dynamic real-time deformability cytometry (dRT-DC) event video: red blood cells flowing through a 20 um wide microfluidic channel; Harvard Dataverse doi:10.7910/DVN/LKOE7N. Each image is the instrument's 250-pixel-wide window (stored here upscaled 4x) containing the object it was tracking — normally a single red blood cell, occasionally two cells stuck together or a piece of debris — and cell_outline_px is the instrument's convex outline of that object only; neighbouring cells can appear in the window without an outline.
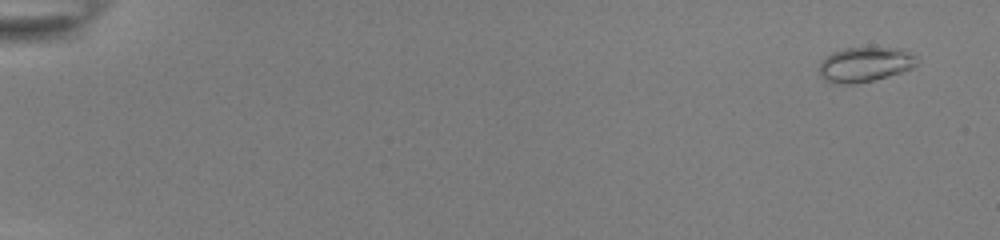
{"species": "common noctule bat (a hibernating species)", "species_latin": "Nyctalus noctula", "temperature_condition": "room temperature", "stored_images_in_passage": 55, "camera_frame_rate_fps": 3000, "um_per_image_px": 0.085, "animal": {"sex": "female", "body_mass_g": 22.0, "forearm_length_mm": 56.7}, "frame": {"image": 1, "passage_image": 4, "time_ms": 1.0, "image_size_px": [1000, 240], "cell_outline_px": [[916, 64], [912, 68], [888, 76], [856, 84], [836, 84], [824, 80], [820, 76], [820, 60], [832, 52], [844, 48], [904, 48], [916, 56]], "centroid_in_image_um": [73.49, 5.48], "position_along_channel_um": 11.5, "area_um2": 19.88}}
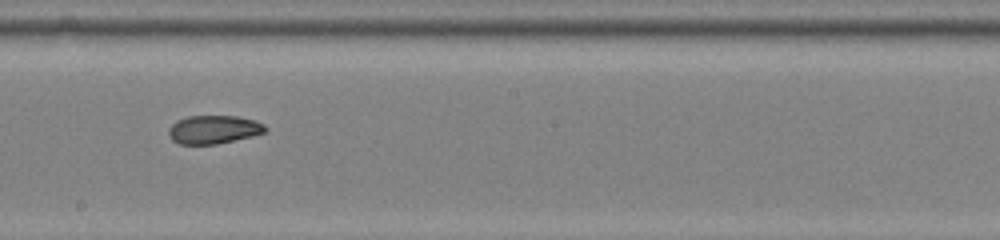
{"frame": {"image": 2, "passage_image": 34, "time_ms": 11.0, "image_size_px": [1000, 240], "cell_outline_px": [[268, 128], [264, 132], [252, 136], [216, 144], [180, 144], [172, 140], [168, 136], [168, 128], [176, 120], [188, 116], [236, 116], [256, 120], [264, 124]], "centroid_in_image_um": [18.14, 11.0], "position_along_channel_um": 230.1, "area_um2": 16.07}}
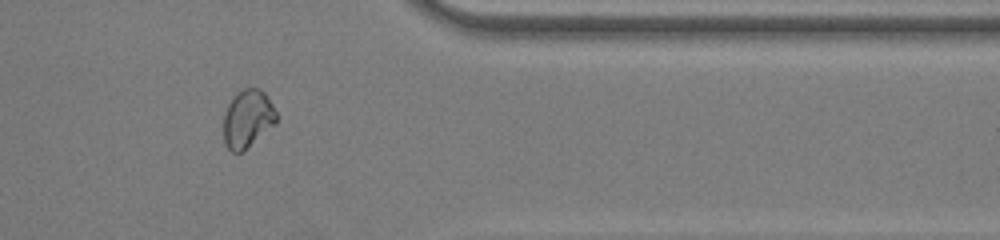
{"frame": {"image": 3, "passage_image": 47, "time_ms": 15.333, "image_size_px": [1000, 240], "cell_outline_px": [[276, 124], [240, 152], [232, 152], [224, 144], [224, 112], [228, 104], [236, 92], [244, 88], [260, 88], [264, 92], [272, 104], [276, 112]], "centroid_in_image_um": [21.03, 10.06], "position_along_channel_um": 390.4, "area_um2": 17.69}, "authors_computed_cell_mechanics": {"area_um2": 18.0336, "velocity_mm_per_s": 3.8937, "shape_relaxation_time_tau1_ms": null, "shape_relaxation_time_tau2_ms": 2.2253, "deformation_change_tau1": null, "deformation_change_tau2": 0.0643}}